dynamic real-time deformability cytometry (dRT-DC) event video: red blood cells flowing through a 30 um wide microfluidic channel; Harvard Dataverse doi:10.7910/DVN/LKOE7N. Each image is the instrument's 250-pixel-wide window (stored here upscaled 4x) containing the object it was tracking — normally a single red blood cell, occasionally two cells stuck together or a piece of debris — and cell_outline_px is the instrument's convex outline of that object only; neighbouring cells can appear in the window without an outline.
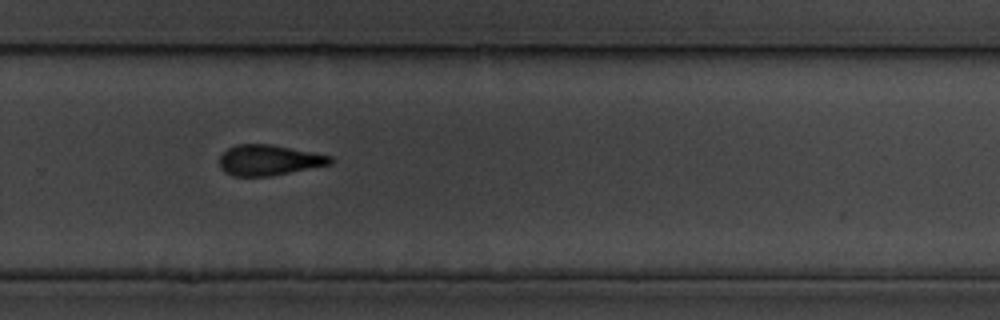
{"species": "common noctule bat (a hibernating species)", "species_latin": "Nyctalus noctula", "temperature_condition": "cold", "stored_images_in_passage": 13, "camera_frame_rate_fps": 3000, "um_per_image_px": 0.085, "animal": {"sex": "male", "body_mass_g": 19.5, "forearm_length_mm": 54.6}, "frame": {"image": 1, "passage_image": 8, "time_ms": 8.0, "image_size_px": [1000, 320], "cell_outline_px": [[336, 160], [332, 164], [268, 176], [232, 176], [224, 172], [220, 168], [220, 156], [228, 148], [236, 144], [272, 144], [332, 156]], "centroid_in_image_um": [22.86, 13.6], "position_along_channel_um": 306.9, "area_um2": 19.77}}
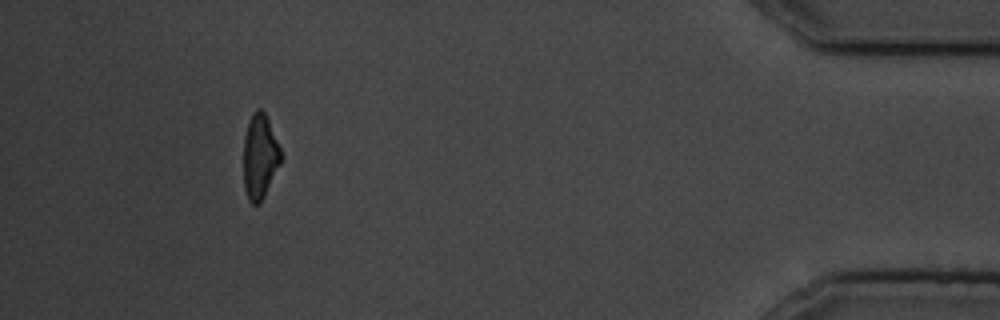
{"frame": {"image": 2, "passage_image": 11, "time_ms": 12.667, "image_size_px": [1000, 320], "cell_outline_px": [[280, 160], [264, 196], [260, 204], [252, 204], [248, 200], [244, 188], [244, 136], [248, 120], [252, 112], [256, 108], [260, 108], [264, 112], [268, 120], [280, 148]], "centroid_in_image_um": [22.04, 13.28], "position_along_channel_um": 413.2, "area_um2": 18.09}, "authors_computed_cell_mechanics": {"area_um2": 20.4034, "velocity_mm_per_s": 3.5177, "shape_relaxation_time_tau1_ms": 2.3802, "shape_relaxation_time_tau2_ms": 3.7212, "deformation_change_tau1": 0.1174, "deformation_change_tau2": 0.1445}}